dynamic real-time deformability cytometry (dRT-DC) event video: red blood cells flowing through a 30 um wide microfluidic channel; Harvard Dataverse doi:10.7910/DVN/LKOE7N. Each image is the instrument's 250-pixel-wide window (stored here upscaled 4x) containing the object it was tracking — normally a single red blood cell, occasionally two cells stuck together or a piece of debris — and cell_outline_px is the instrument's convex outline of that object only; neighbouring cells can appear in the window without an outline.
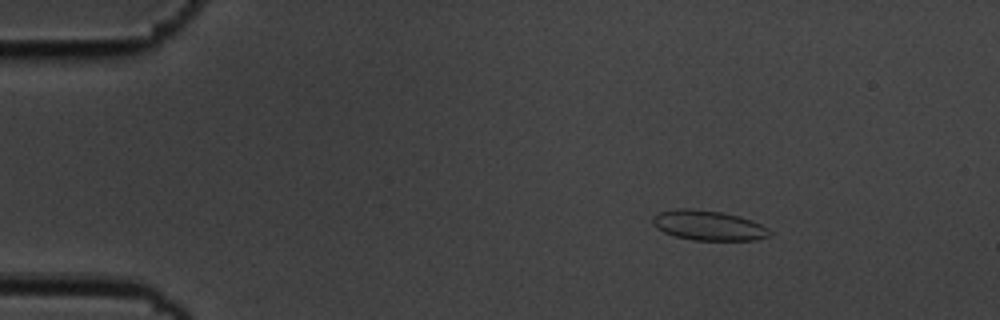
{"species": "common noctule bat (a hibernating species)", "species_latin": "Nyctalus noctula", "temperature_condition": "cold", "stored_images_in_passage": 6, "camera_frame_rate_fps": 3000, "um_per_image_px": 0.085, "animal": {"sex": "male", "body_mass_g": 19.5, "forearm_length_mm": 54.6}, "frame": {"image": 1, "passage_image": 3, "time_ms": 0.667, "image_size_px": [1000, 320], "cell_outline_px": [[772, 236], [756, 240], [692, 240], [676, 236], [664, 232], [656, 228], [652, 224], [652, 216], [660, 212], [676, 208], [692, 208], [724, 212], [740, 216], [752, 220], [768, 228], [772, 232]], "centroid_in_image_um": [60.23, 19.15], "position_along_channel_um": 24.8, "area_um2": 20.69}}